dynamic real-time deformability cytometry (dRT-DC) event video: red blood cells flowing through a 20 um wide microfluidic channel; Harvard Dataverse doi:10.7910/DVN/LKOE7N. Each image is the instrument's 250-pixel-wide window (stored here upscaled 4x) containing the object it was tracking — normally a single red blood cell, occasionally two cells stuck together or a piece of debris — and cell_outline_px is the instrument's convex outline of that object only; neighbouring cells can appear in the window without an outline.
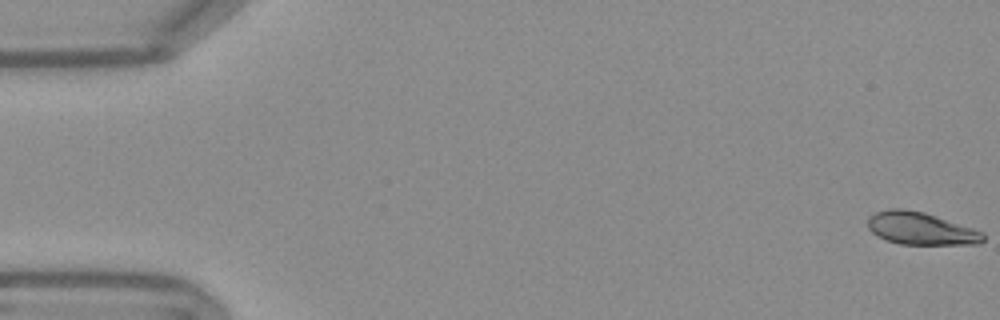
{"species": "Egyptian fruit bat (a non-hibernating species)", "species_latin": "Rousettus aegyptiacus", "temperature_condition": "warm", "stored_images_in_passage": 54, "camera_frame_rate_fps": 3000, "um_per_image_px": 0.085, "frame": {"image": 1, "passage_image": 1, "time_ms": 0.0, "image_size_px": [1000, 320], "cell_outline_px": [[984, 240], [980, 244], [900, 244], [888, 240], [872, 232], [868, 228], [868, 216], [876, 212], [888, 208], [904, 208], [924, 212], [984, 232]], "centroid_in_image_um": [78.26, 19.41], "position_along_channel_um": 6.7, "area_um2": 21.73}}
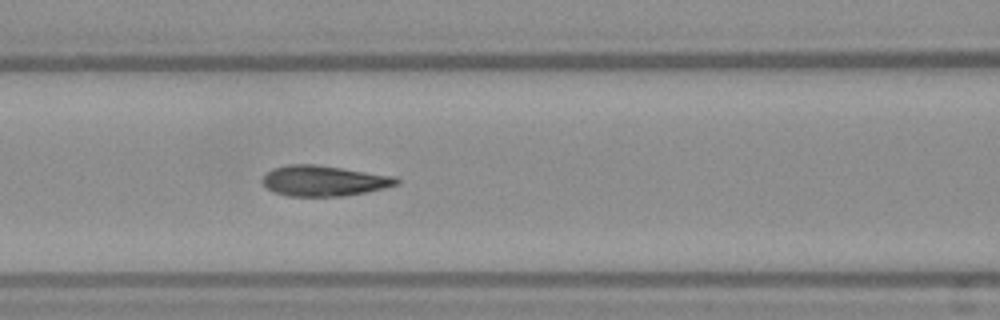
{"frame": {"image": 2, "passage_image": 23, "time_ms": 7.333, "image_size_px": [1000, 320], "cell_outline_px": [[400, 184], [384, 188], [344, 196], [288, 196], [276, 192], [268, 188], [260, 180], [272, 168], [288, 164], [316, 164], [396, 176], [400, 180]], "centroid_in_image_um": [27.55, 15.36], "position_along_channel_um": 139.0, "area_um2": 23.87}}
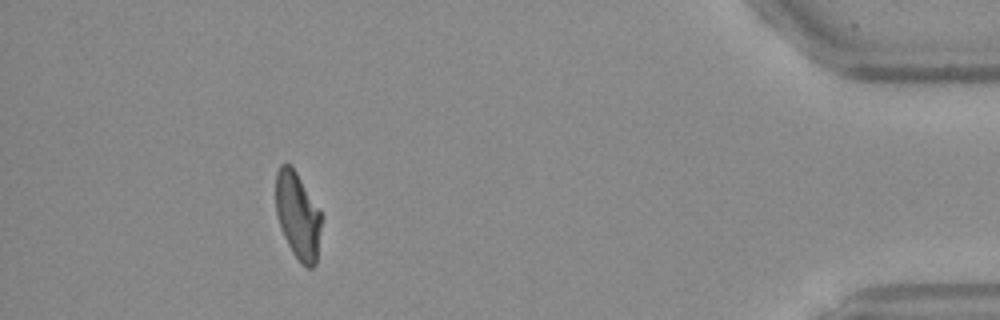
{"frame": {"image": 3, "passage_image": 49, "time_ms": 16.0, "image_size_px": [1000, 320], "cell_outline_px": [[324, 216], [316, 264], [312, 268], [308, 268], [300, 264], [292, 252], [280, 228], [276, 212], [276, 172], [280, 164], [292, 164]], "centroid_in_image_um": [25.34, 18.34], "position_along_channel_um": 409.9, "area_um2": 23.76}, "authors_computed_cell_mechanics": {"area_um2": 23.6691, "velocity_mm_per_s": 3.7997, "shape_relaxation_time_tau1_ms": 4.7126, "shape_relaxation_time_tau2_ms": 1.1714, "deformation_change_tau1": 0.1774, "deformation_change_tau2": 0.0599}}